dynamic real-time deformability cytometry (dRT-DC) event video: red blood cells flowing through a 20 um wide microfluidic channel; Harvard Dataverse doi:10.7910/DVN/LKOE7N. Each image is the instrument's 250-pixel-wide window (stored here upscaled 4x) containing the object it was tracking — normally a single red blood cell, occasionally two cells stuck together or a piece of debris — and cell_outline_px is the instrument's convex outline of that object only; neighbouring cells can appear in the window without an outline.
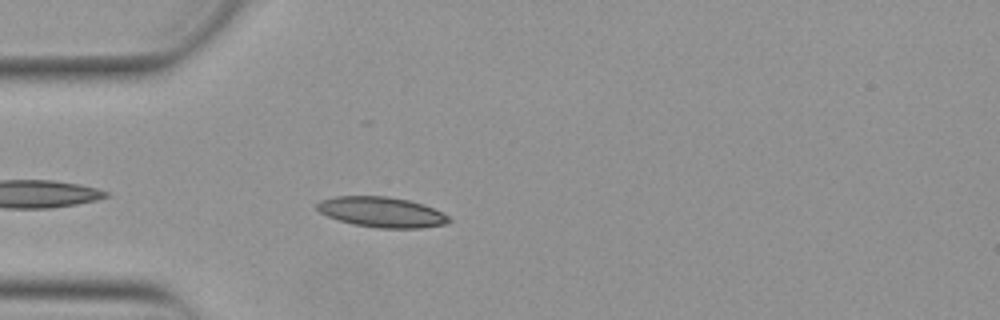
{"species": "Egyptian fruit bat (a non-hibernating species)", "species_latin": "Rousettus aegyptiacus", "temperature_condition": "warm", "stored_images_in_passage": 17, "camera_frame_rate_fps": 3000, "um_per_image_px": 0.085, "animal": {"sex": "female"}, "frame": {"image": 1, "passage_image": 3, "time_ms": 0.667, "image_size_px": [1000, 320], "cell_outline_px": [[452, 220], [444, 224], [420, 228], [376, 228], [352, 224], [328, 216], [320, 212], [316, 208], [316, 204], [320, 200], [332, 196], [388, 196], [408, 200], [424, 204], [448, 216]], "centroid_in_image_um": [32.41, 18.02], "position_along_channel_um": 52.6, "area_um2": 23.29}}
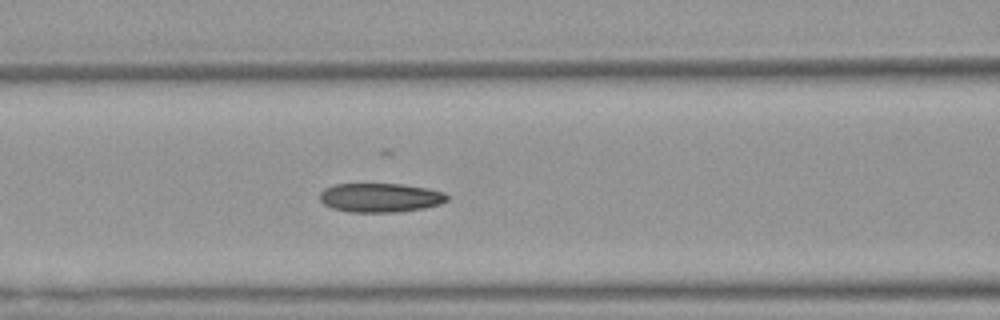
{"frame": {"image": 2, "passage_image": 10, "time_ms": 3.0, "image_size_px": [1000, 320], "cell_outline_px": [[448, 200], [440, 204], [424, 208], [396, 212], [352, 212], [332, 208], [324, 204], [320, 200], [320, 192], [324, 188], [336, 184], [404, 184], [428, 188], [444, 192], [448, 196]], "centroid_in_image_um": [32.34, 16.79], "position_along_channel_um": 134.3, "area_um2": 21.62}}
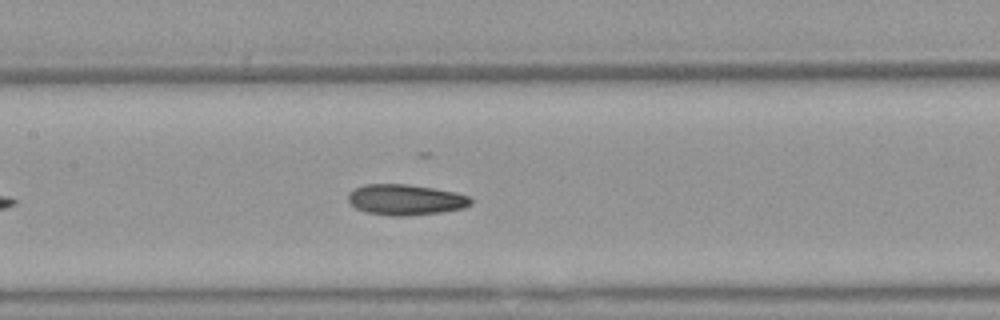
{"frame": {"image": 3, "passage_image": 13, "time_ms": 4.0, "image_size_px": [1000, 320], "cell_outline_px": [[472, 204], [464, 208], [444, 212], [404, 216], [388, 216], [368, 212], [356, 208], [348, 200], [348, 192], [364, 184], [408, 184], [456, 192], [472, 196]], "centroid_in_image_um": [34.52, 16.98], "position_along_channel_um": 172.9, "area_um2": 22.14}}